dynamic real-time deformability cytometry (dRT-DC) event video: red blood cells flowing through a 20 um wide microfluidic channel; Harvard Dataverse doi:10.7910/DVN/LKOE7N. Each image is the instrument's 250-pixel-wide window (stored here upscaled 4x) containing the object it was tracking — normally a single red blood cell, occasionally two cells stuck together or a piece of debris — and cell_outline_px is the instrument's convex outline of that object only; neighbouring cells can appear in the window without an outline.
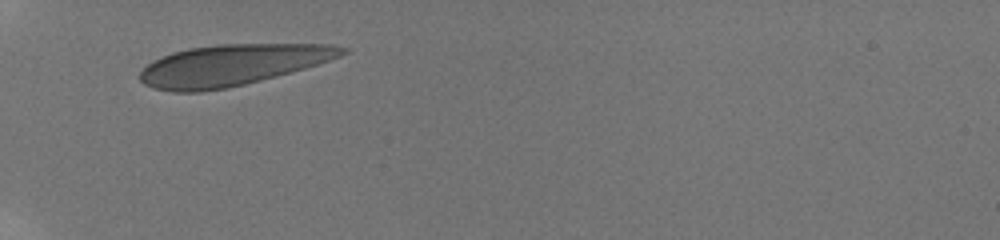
{"species": "human", "species_latin": "Homo sapiens", "temperature_condition": "room temperature", "stored_images_in_passage": 46, "camera_frame_rate_fps": 3000, "um_per_image_px": 0.085, "donor": {"sex": "male"}, "frame": {"image": 1, "passage_image": 1, "time_ms": 0.0, "image_size_px": [1000, 240], "cell_outline_px": [[348, 52], [340, 56], [304, 68], [276, 76], [228, 88], [200, 92], [172, 92], [152, 88], [144, 84], [140, 80], [140, 72], [148, 64], [172, 52], [188, 48], [216, 44], [328, 44], [348, 48]], "centroid_in_image_um": [19.69, 5.53], "position_along_channel_um": 65.3, "area_um2": 48.09}}
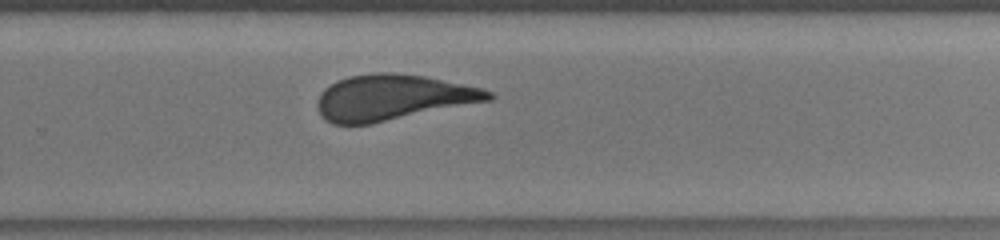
{"frame": {"image": 2, "passage_image": 23, "time_ms": 6.333, "image_size_px": [1000, 240], "cell_outline_px": [[496, 96], [492, 100], [372, 124], [332, 124], [324, 120], [320, 116], [316, 104], [324, 88], [348, 76], [372, 72], [396, 72], [424, 76], [484, 88], [492, 92]], "centroid_in_image_um": [33.4, 8.29], "position_along_channel_um": 296.4, "area_um2": 45.89}}
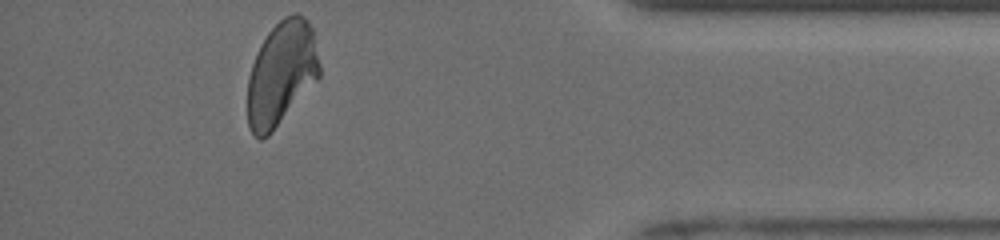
{"frame": {"image": 3, "passage_image": 45, "time_ms": 10.0, "image_size_px": [1000, 240], "cell_outline_px": [[320, 76], [272, 132], [268, 136], [260, 140], [248, 128], [248, 76], [252, 64], [260, 44], [268, 32], [284, 16], [296, 12], [304, 16], [308, 20], [312, 28], [320, 64]], "centroid_in_image_um": [23.91, 6.22], "position_along_channel_um": 411.3, "area_um2": 43.52}, "authors_computed_cell_mechanics": {"area_um2": 46.3845, "velocity_mm_per_s": 3.8875, "shape_relaxation_time_tau1_ms": 5.4537, "shape_relaxation_time_tau2_ms": null, "deformation_change_tau1": 0.1346, "deformation_change_tau2": null}}